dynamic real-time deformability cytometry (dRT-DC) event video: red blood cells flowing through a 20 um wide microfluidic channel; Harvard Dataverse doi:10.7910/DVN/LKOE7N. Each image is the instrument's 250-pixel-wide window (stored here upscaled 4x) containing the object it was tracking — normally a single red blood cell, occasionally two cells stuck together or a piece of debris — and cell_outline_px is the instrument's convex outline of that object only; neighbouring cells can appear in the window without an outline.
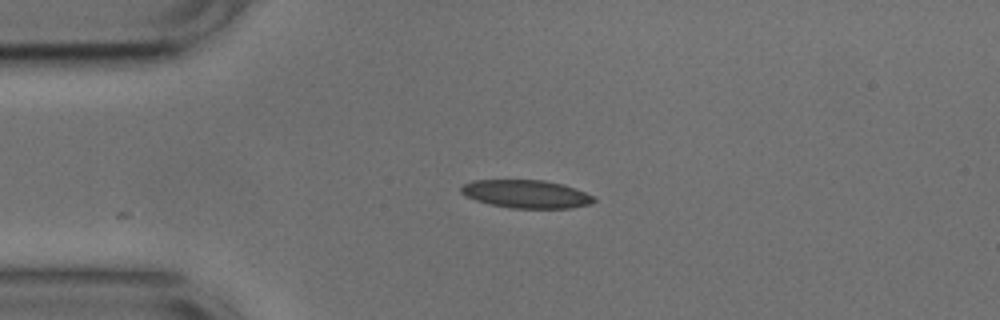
{"species": "common noctule bat (a hibernating species)", "species_latin": "Nyctalus noctula", "temperature_condition": "cold", "stored_images_in_passage": 14, "camera_frame_rate_fps": 3000, "um_per_image_px": 0.085, "animal": {"sex": "male", "body_mass_g": 17.9, "forearm_length_mm": 54.2}, "frame": {"image": 1, "passage_image": 1, "time_ms": 0.0, "image_size_px": [1000, 320], "cell_outline_px": [[596, 200], [588, 204], [572, 208], [512, 208], [492, 204], [476, 200], [464, 196], [460, 192], [460, 188], [464, 184], [472, 180], [544, 180], [564, 184], [576, 188], [596, 196]], "centroid_in_image_um": [44.75, 16.48], "position_along_channel_um": 40.2, "area_um2": 21.85}}